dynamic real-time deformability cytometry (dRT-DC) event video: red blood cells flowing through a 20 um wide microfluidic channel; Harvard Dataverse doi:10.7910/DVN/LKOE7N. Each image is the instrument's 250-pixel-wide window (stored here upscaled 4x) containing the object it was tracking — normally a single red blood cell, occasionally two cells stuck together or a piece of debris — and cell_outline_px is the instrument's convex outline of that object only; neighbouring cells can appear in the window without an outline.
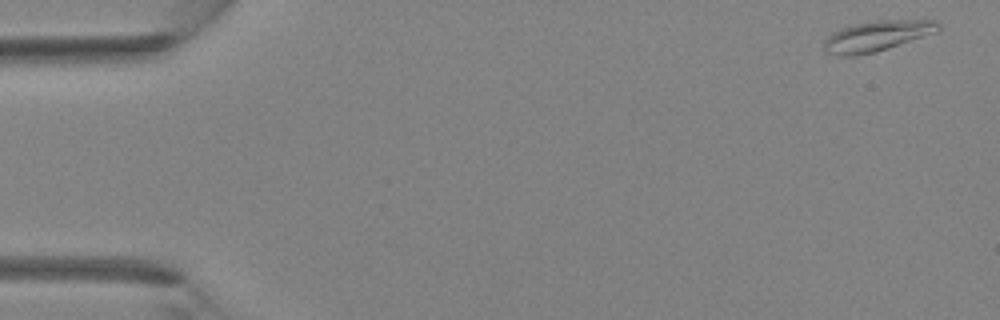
{"species": "Egyptian fruit bat (a non-hibernating species)", "species_latin": "Rousettus aegyptiacus", "temperature_condition": "room temperature", "stored_images_in_passage": 5, "camera_frame_rate_fps": 3000, "um_per_image_px": 0.085, "animal": {"sex": "female"}, "frame": {"image": 1, "passage_image": 1, "time_ms": 0.0, "image_size_px": [1000, 320], "cell_outline_px": [[940, 32], [876, 52], [852, 56], [836, 56], [828, 52], [824, 48], [824, 40], [832, 32], [840, 28], [856, 24], [876, 20], [936, 20], [940, 24]], "centroid_in_image_um": [74.58, 3.06], "position_along_channel_um": 10.4, "area_um2": 20.52}}